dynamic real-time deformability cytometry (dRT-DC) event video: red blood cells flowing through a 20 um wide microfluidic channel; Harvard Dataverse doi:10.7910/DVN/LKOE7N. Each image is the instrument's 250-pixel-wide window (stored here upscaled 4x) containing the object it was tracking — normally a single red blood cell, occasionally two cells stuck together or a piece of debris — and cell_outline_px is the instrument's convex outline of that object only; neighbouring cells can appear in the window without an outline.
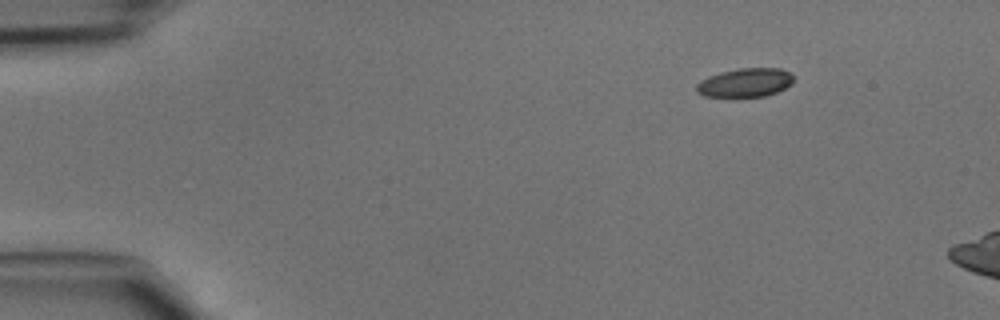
{"species": "common noctule bat (a hibernating species)", "species_latin": "Nyctalus noctula", "temperature_condition": "cold", "stored_images_in_passage": 9, "camera_frame_rate_fps": 3000, "um_per_image_px": 0.085, "animal": {"sex": "male", "body_mass_g": 15.6}, "frame": {"image": 1, "passage_image": 1, "time_ms": 0.0, "image_size_px": [1000, 320], "cell_outline_px": [[792, 84], [776, 92], [764, 96], [704, 96], [696, 92], [696, 84], [700, 80], [708, 76], [720, 72], [740, 68], [780, 68], [788, 72], [792, 76]], "centroid_in_image_um": [63.3, 7.01], "position_along_channel_um": 21.7, "area_um2": 16.13}}